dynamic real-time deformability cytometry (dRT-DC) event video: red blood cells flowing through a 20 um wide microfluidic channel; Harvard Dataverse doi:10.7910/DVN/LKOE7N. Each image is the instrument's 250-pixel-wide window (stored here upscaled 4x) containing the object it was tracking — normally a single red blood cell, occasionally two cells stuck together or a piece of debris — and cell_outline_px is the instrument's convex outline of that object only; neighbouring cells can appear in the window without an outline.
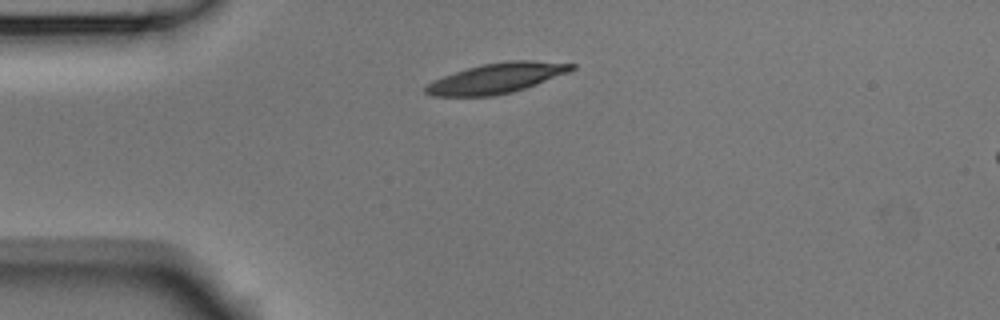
{"species": "Egyptian fruit bat (a non-hibernating species)", "species_latin": "Rousettus aegyptiacus", "temperature_condition": "room temperature", "stored_images_in_passage": 42, "camera_frame_rate_fps": 3000, "um_per_image_px": 0.085, "animal": {"sex": "male"}, "frame": {"image": 1, "passage_image": 1, "time_ms": 0.0, "image_size_px": [1000, 320], "cell_outline_px": [[576, 68], [568, 72], [536, 84], [512, 92], [492, 96], [432, 96], [424, 92], [424, 88], [432, 80], [480, 64], [512, 60], [532, 60], [576, 64]], "centroid_in_image_um": [42.2, 6.64], "position_along_channel_um": 42.8, "area_um2": 25.43}}
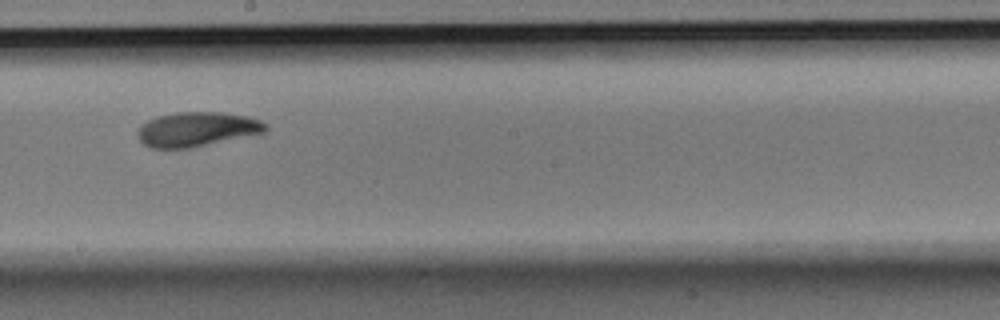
{"frame": {"image": 2, "passage_image": 18, "time_ms": 5.667, "image_size_px": [1000, 320], "cell_outline_px": [[268, 128], [264, 132], [192, 148], [152, 148], [144, 144], [140, 140], [136, 132], [148, 120], [160, 116], [176, 112], [224, 112], [248, 116], [260, 120], [268, 124]], "centroid_in_image_um": [16.77, 10.98], "position_along_channel_um": 231.4, "area_um2": 25.61}}
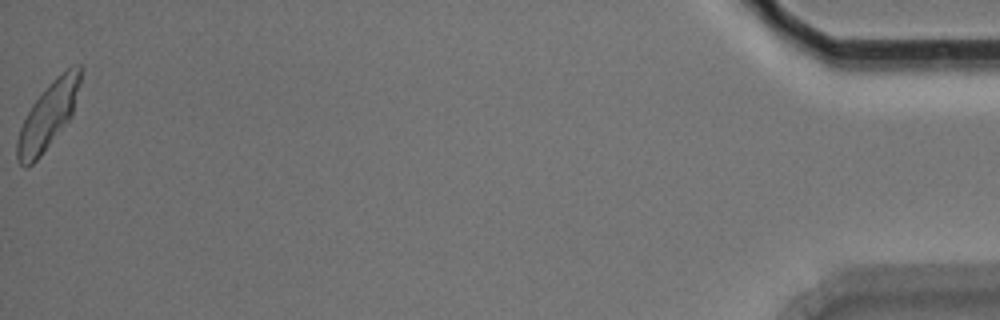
{"frame": {"image": 3, "passage_image": 42, "time_ms": 13.667, "image_size_px": [1000, 320], "cell_outline_px": [[84, 68], [72, 116], [40, 156], [28, 168], [24, 168], [16, 160], [16, 140], [20, 128], [32, 104], [48, 84], [52, 80], [72, 64], [80, 64]], "centroid_in_image_um": [4.1, 9.8], "position_along_channel_um": 431.1, "area_um2": 24.62}, "authors_computed_cell_mechanics": {"area_um2": 24.8829, "velocity_mm_per_s": 3.7082, "shape_relaxation_time_tau1_ms": 2.9143, "shape_relaxation_time_tau2_ms": 1.8942, "deformation_change_tau1": 0.1264, "deformation_change_tau2": 0.0658}}